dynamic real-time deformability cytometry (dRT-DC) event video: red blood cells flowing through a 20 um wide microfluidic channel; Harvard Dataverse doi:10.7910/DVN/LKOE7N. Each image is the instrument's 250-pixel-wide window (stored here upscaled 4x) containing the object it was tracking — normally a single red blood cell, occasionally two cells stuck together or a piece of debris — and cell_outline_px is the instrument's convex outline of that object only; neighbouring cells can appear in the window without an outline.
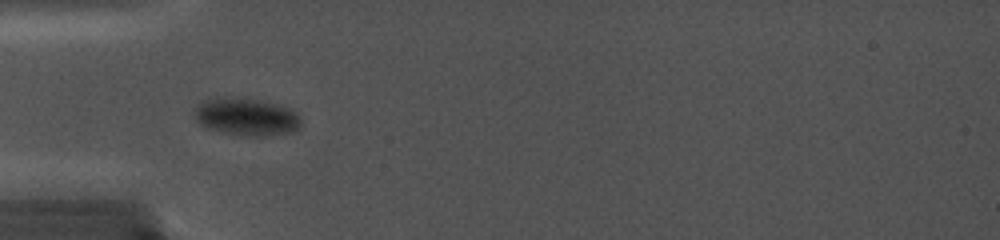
{"species": "common noctule bat (a hibernating species)", "species_latin": "Nyctalus noctula", "temperature_condition": "cold", "stored_images_in_passage": 11, "camera_frame_rate_fps": 5000, "um_per_image_px": 0.085, "animal": {"sex": "female", "body_mass_g": 19.0, "forearm_length_mm": 56.7}, "frame": {"image": 1, "passage_image": 8, "time_ms": 4.8, "image_size_px": [1000, 240], "cell_outline_px": [[300, 128], [296, 132], [264, 136], [256, 136], [224, 132], [208, 128], [200, 124], [196, 120], [196, 104], [216, 96], [256, 100], [276, 104], [288, 108], [296, 112], [300, 116]], "centroid_in_image_um": [20.97, 9.93], "position_along_channel_um": 64.0, "area_um2": 23.06}}
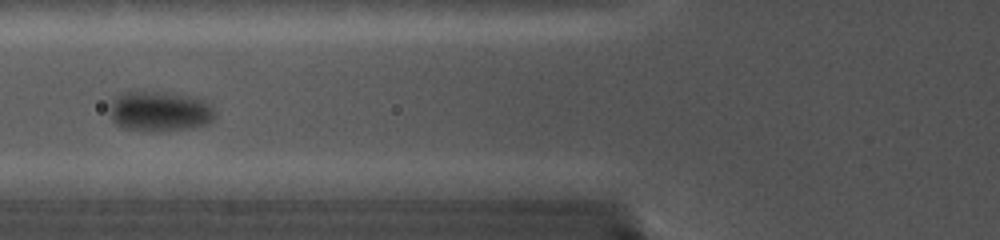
{"frame": {"image": 2, "passage_image": 10, "time_ms": 6.2, "image_size_px": [1000, 240], "cell_outline_px": [[216, 116], [208, 124], [192, 128], [124, 128], [116, 124], [112, 120], [112, 100], [120, 92], [164, 92], [188, 96], [204, 100], [216, 112]], "centroid_in_image_um": [13.61, 9.41], "position_along_channel_um": 112.2, "area_um2": 23.58}}